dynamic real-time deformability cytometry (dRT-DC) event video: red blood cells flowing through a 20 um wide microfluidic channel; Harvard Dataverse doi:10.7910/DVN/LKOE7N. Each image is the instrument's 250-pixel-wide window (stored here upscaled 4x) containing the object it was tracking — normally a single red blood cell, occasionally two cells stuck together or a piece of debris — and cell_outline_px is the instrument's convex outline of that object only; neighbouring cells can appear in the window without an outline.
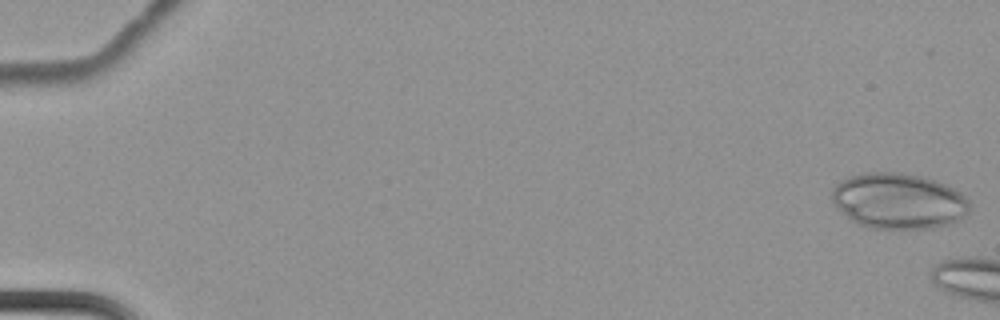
{"species": "common noctule bat (a hibernating species)", "species_latin": "Nyctalus noctula", "temperature_condition": "cold", "stored_images_in_passage": 3, "camera_frame_rate_fps": 3000, "um_per_image_px": 0.085, "animal": {"sex": "female", "body_mass_g": 22.7, "forearm_length_mm": 54.2}, "frame": {"image": 1, "passage_image": 1, "time_ms": 0.0, "image_size_px": [1000, 320], "cell_outline_px": [[972, 208], [964, 216], [948, 224], [932, 228], [868, 228], [852, 220], [832, 200], [832, 188], [840, 180], [848, 176], [868, 172], [900, 172], [924, 176], [936, 180], [960, 192], [968, 200]], "centroid_in_image_um": [76.39, 17.06], "position_along_channel_um": 8.6, "area_um2": 44.56}}